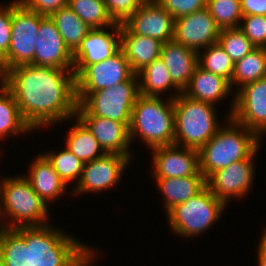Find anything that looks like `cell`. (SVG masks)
Listing matches in <instances>:
<instances>
[{
	"label": "cell",
	"instance_id": "31",
	"mask_svg": "<svg viewBox=\"0 0 266 266\" xmlns=\"http://www.w3.org/2000/svg\"><path fill=\"white\" fill-rule=\"evenodd\" d=\"M68 6L92 29L114 28L115 22L108 15L104 0H69Z\"/></svg>",
	"mask_w": 266,
	"mask_h": 266
},
{
	"label": "cell",
	"instance_id": "5",
	"mask_svg": "<svg viewBox=\"0 0 266 266\" xmlns=\"http://www.w3.org/2000/svg\"><path fill=\"white\" fill-rule=\"evenodd\" d=\"M177 94L173 96L174 144L199 150L220 128L214 105L191 99L182 92Z\"/></svg>",
	"mask_w": 266,
	"mask_h": 266
},
{
	"label": "cell",
	"instance_id": "39",
	"mask_svg": "<svg viewBox=\"0 0 266 266\" xmlns=\"http://www.w3.org/2000/svg\"><path fill=\"white\" fill-rule=\"evenodd\" d=\"M12 27V3L0 8V57L2 59L8 53L11 41Z\"/></svg>",
	"mask_w": 266,
	"mask_h": 266
},
{
	"label": "cell",
	"instance_id": "3",
	"mask_svg": "<svg viewBox=\"0 0 266 266\" xmlns=\"http://www.w3.org/2000/svg\"><path fill=\"white\" fill-rule=\"evenodd\" d=\"M30 266H80L94 250L50 225L25 227Z\"/></svg>",
	"mask_w": 266,
	"mask_h": 266
},
{
	"label": "cell",
	"instance_id": "28",
	"mask_svg": "<svg viewBox=\"0 0 266 266\" xmlns=\"http://www.w3.org/2000/svg\"><path fill=\"white\" fill-rule=\"evenodd\" d=\"M137 75L143 77V80L139 81L140 95L159 97L161 92L170 88L182 92L173 83L167 66L160 58L145 66Z\"/></svg>",
	"mask_w": 266,
	"mask_h": 266
},
{
	"label": "cell",
	"instance_id": "14",
	"mask_svg": "<svg viewBox=\"0 0 266 266\" xmlns=\"http://www.w3.org/2000/svg\"><path fill=\"white\" fill-rule=\"evenodd\" d=\"M130 159L117 153H104L100 158L83 165L82 176L74 193L100 192L119 182Z\"/></svg>",
	"mask_w": 266,
	"mask_h": 266
},
{
	"label": "cell",
	"instance_id": "8",
	"mask_svg": "<svg viewBox=\"0 0 266 266\" xmlns=\"http://www.w3.org/2000/svg\"><path fill=\"white\" fill-rule=\"evenodd\" d=\"M225 206L207 186L182 204L167 212L170 228L177 235L189 237L207 230L220 218Z\"/></svg>",
	"mask_w": 266,
	"mask_h": 266
},
{
	"label": "cell",
	"instance_id": "43",
	"mask_svg": "<svg viewBox=\"0 0 266 266\" xmlns=\"http://www.w3.org/2000/svg\"><path fill=\"white\" fill-rule=\"evenodd\" d=\"M0 96L8 89V75H0Z\"/></svg>",
	"mask_w": 266,
	"mask_h": 266
},
{
	"label": "cell",
	"instance_id": "19",
	"mask_svg": "<svg viewBox=\"0 0 266 266\" xmlns=\"http://www.w3.org/2000/svg\"><path fill=\"white\" fill-rule=\"evenodd\" d=\"M78 118L98 140L104 153H117L131 158L129 125L92 114H76Z\"/></svg>",
	"mask_w": 266,
	"mask_h": 266
},
{
	"label": "cell",
	"instance_id": "46",
	"mask_svg": "<svg viewBox=\"0 0 266 266\" xmlns=\"http://www.w3.org/2000/svg\"><path fill=\"white\" fill-rule=\"evenodd\" d=\"M261 240L266 244V229H264V233Z\"/></svg>",
	"mask_w": 266,
	"mask_h": 266
},
{
	"label": "cell",
	"instance_id": "6",
	"mask_svg": "<svg viewBox=\"0 0 266 266\" xmlns=\"http://www.w3.org/2000/svg\"><path fill=\"white\" fill-rule=\"evenodd\" d=\"M47 208L45 202L33 190L30 182L24 176L3 178L0 182V214L3 217L10 216V221H12L8 225L0 224V227L48 225L46 224L49 215Z\"/></svg>",
	"mask_w": 266,
	"mask_h": 266
},
{
	"label": "cell",
	"instance_id": "25",
	"mask_svg": "<svg viewBox=\"0 0 266 266\" xmlns=\"http://www.w3.org/2000/svg\"><path fill=\"white\" fill-rule=\"evenodd\" d=\"M0 266H30V244H25V227H0Z\"/></svg>",
	"mask_w": 266,
	"mask_h": 266
},
{
	"label": "cell",
	"instance_id": "27",
	"mask_svg": "<svg viewBox=\"0 0 266 266\" xmlns=\"http://www.w3.org/2000/svg\"><path fill=\"white\" fill-rule=\"evenodd\" d=\"M76 124L68 132L66 149L72 152L83 164L100 158L104 151L98 140L92 135L87 127L76 118ZM99 152V154H98Z\"/></svg>",
	"mask_w": 266,
	"mask_h": 266
},
{
	"label": "cell",
	"instance_id": "45",
	"mask_svg": "<svg viewBox=\"0 0 266 266\" xmlns=\"http://www.w3.org/2000/svg\"><path fill=\"white\" fill-rule=\"evenodd\" d=\"M0 75H7V70L5 68L3 59L0 57Z\"/></svg>",
	"mask_w": 266,
	"mask_h": 266
},
{
	"label": "cell",
	"instance_id": "36",
	"mask_svg": "<svg viewBox=\"0 0 266 266\" xmlns=\"http://www.w3.org/2000/svg\"><path fill=\"white\" fill-rule=\"evenodd\" d=\"M244 23L239 26L255 47L266 48V16H243Z\"/></svg>",
	"mask_w": 266,
	"mask_h": 266
},
{
	"label": "cell",
	"instance_id": "11",
	"mask_svg": "<svg viewBox=\"0 0 266 266\" xmlns=\"http://www.w3.org/2000/svg\"><path fill=\"white\" fill-rule=\"evenodd\" d=\"M239 89L229 117L261 136L266 131V77Z\"/></svg>",
	"mask_w": 266,
	"mask_h": 266
},
{
	"label": "cell",
	"instance_id": "22",
	"mask_svg": "<svg viewBox=\"0 0 266 266\" xmlns=\"http://www.w3.org/2000/svg\"><path fill=\"white\" fill-rule=\"evenodd\" d=\"M231 88L226 79L206 71L198 65L189 85L182 93L191 99L214 105L218 100L222 101V98L230 93Z\"/></svg>",
	"mask_w": 266,
	"mask_h": 266
},
{
	"label": "cell",
	"instance_id": "23",
	"mask_svg": "<svg viewBox=\"0 0 266 266\" xmlns=\"http://www.w3.org/2000/svg\"><path fill=\"white\" fill-rule=\"evenodd\" d=\"M25 178L46 205L49 200L52 202V199H57L66 189L65 183L44 155L36 158L30 166L29 176Z\"/></svg>",
	"mask_w": 266,
	"mask_h": 266
},
{
	"label": "cell",
	"instance_id": "12",
	"mask_svg": "<svg viewBox=\"0 0 266 266\" xmlns=\"http://www.w3.org/2000/svg\"><path fill=\"white\" fill-rule=\"evenodd\" d=\"M221 28L217 25L207 7L174 20L173 40L199 52L217 43Z\"/></svg>",
	"mask_w": 266,
	"mask_h": 266
},
{
	"label": "cell",
	"instance_id": "44",
	"mask_svg": "<svg viewBox=\"0 0 266 266\" xmlns=\"http://www.w3.org/2000/svg\"><path fill=\"white\" fill-rule=\"evenodd\" d=\"M94 252L80 265V266H90L91 262L94 261L92 258H94Z\"/></svg>",
	"mask_w": 266,
	"mask_h": 266
},
{
	"label": "cell",
	"instance_id": "2",
	"mask_svg": "<svg viewBox=\"0 0 266 266\" xmlns=\"http://www.w3.org/2000/svg\"><path fill=\"white\" fill-rule=\"evenodd\" d=\"M228 120L230 124L219 128L217 133L198 150L199 168L205 179L213 172L234 162L255 156L259 150L261 137L231 117Z\"/></svg>",
	"mask_w": 266,
	"mask_h": 266
},
{
	"label": "cell",
	"instance_id": "40",
	"mask_svg": "<svg viewBox=\"0 0 266 266\" xmlns=\"http://www.w3.org/2000/svg\"><path fill=\"white\" fill-rule=\"evenodd\" d=\"M29 9L43 16H50L62 7L68 5L69 0H20Z\"/></svg>",
	"mask_w": 266,
	"mask_h": 266
},
{
	"label": "cell",
	"instance_id": "15",
	"mask_svg": "<svg viewBox=\"0 0 266 266\" xmlns=\"http://www.w3.org/2000/svg\"><path fill=\"white\" fill-rule=\"evenodd\" d=\"M151 150L154 163L153 177L203 176L199 168L198 150L176 144L159 146Z\"/></svg>",
	"mask_w": 266,
	"mask_h": 266
},
{
	"label": "cell",
	"instance_id": "37",
	"mask_svg": "<svg viewBox=\"0 0 266 266\" xmlns=\"http://www.w3.org/2000/svg\"><path fill=\"white\" fill-rule=\"evenodd\" d=\"M145 0H104L108 15L115 23L122 24L135 13Z\"/></svg>",
	"mask_w": 266,
	"mask_h": 266
},
{
	"label": "cell",
	"instance_id": "4",
	"mask_svg": "<svg viewBox=\"0 0 266 266\" xmlns=\"http://www.w3.org/2000/svg\"><path fill=\"white\" fill-rule=\"evenodd\" d=\"M167 100L165 103L160 97H137L129 125L131 141L137 134L149 145V149L174 144L173 96Z\"/></svg>",
	"mask_w": 266,
	"mask_h": 266
},
{
	"label": "cell",
	"instance_id": "30",
	"mask_svg": "<svg viewBox=\"0 0 266 266\" xmlns=\"http://www.w3.org/2000/svg\"><path fill=\"white\" fill-rule=\"evenodd\" d=\"M30 130L32 128L23 119L12 92L6 89L0 96V138Z\"/></svg>",
	"mask_w": 266,
	"mask_h": 266
},
{
	"label": "cell",
	"instance_id": "1",
	"mask_svg": "<svg viewBox=\"0 0 266 266\" xmlns=\"http://www.w3.org/2000/svg\"><path fill=\"white\" fill-rule=\"evenodd\" d=\"M7 75L8 89L32 130L76 116L73 70L28 64L7 70Z\"/></svg>",
	"mask_w": 266,
	"mask_h": 266
},
{
	"label": "cell",
	"instance_id": "9",
	"mask_svg": "<svg viewBox=\"0 0 266 266\" xmlns=\"http://www.w3.org/2000/svg\"><path fill=\"white\" fill-rule=\"evenodd\" d=\"M45 16L29 9L22 1L12 2L11 41L3 59L6 70L20 65H34L37 32Z\"/></svg>",
	"mask_w": 266,
	"mask_h": 266
},
{
	"label": "cell",
	"instance_id": "42",
	"mask_svg": "<svg viewBox=\"0 0 266 266\" xmlns=\"http://www.w3.org/2000/svg\"><path fill=\"white\" fill-rule=\"evenodd\" d=\"M258 249V265L266 266V244L262 240Z\"/></svg>",
	"mask_w": 266,
	"mask_h": 266
},
{
	"label": "cell",
	"instance_id": "34",
	"mask_svg": "<svg viewBox=\"0 0 266 266\" xmlns=\"http://www.w3.org/2000/svg\"><path fill=\"white\" fill-rule=\"evenodd\" d=\"M43 155L52 164V167L65 185L76 178L78 182L80 181L84 164L68 149L65 148L57 154L50 152L49 154L43 153Z\"/></svg>",
	"mask_w": 266,
	"mask_h": 266
},
{
	"label": "cell",
	"instance_id": "18",
	"mask_svg": "<svg viewBox=\"0 0 266 266\" xmlns=\"http://www.w3.org/2000/svg\"><path fill=\"white\" fill-rule=\"evenodd\" d=\"M34 65L73 70V53L49 16L41 20L38 28Z\"/></svg>",
	"mask_w": 266,
	"mask_h": 266
},
{
	"label": "cell",
	"instance_id": "7",
	"mask_svg": "<svg viewBox=\"0 0 266 266\" xmlns=\"http://www.w3.org/2000/svg\"><path fill=\"white\" fill-rule=\"evenodd\" d=\"M138 78V79H137ZM137 79V80H136ZM140 79L135 74L131 79L92 93H76V114H92L130 124L134 103L139 93Z\"/></svg>",
	"mask_w": 266,
	"mask_h": 266
},
{
	"label": "cell",
	"instance_id": "41",
	"mask_svg": "<svg viewBox=\"0 0 266 266\" xmlns=\"http://www.w3.org/2000/svg\"><path fill=\"white\" fill-rule=\"evenodd\" d=\"M240 3L243 16H266V0H240Z\"/></svg>",
	"mask_w": 266,
	"mask_h": 266
},
{
	"label": "cell",
	"instance_id": "29",
	"mask_svg": "<svg viewBox=\"0 0 266 266\" xmlns=\"http://www.w3.org/2000/svg\"><path fill=\"white\" fill-rule=\"evenodd\" d=\"M266 77V48L255 47L241 60L235 62L230 86L237 83L239 88Z\"/></svg>",
	"mask_w": 266,
	"mask_h": 266
},
{
	"label": "cell",
	"instance_id": "24",
	"mask_svg": "<svg viewBox=\"0 0 266 266\" xmlns=\"http://www.w3.org/2000/svg\"><path fill=\"white\" fill-rule=\"evenodd\" d=\"M164 194L166 213L175 205L182 204L198 194L205 186L204 176L155 178ZM166 198V199H165Z\"/></svg>",
	"mask_w": 266,
	"mask_h": 266
},
{
	"label": "cell",
	"instance_id": "13",
	"mask_svg": "<svg viewBox=\"0 0 266 266\" xmlns=\"http://www.w3.org/2000/svg\"><path fill=\"white\" fill-rule=\"evenodd\" d=\"M174 20L156 0H145L122 25L132 34L155 38L165 43L173 40Z\"/></svg>",
	"mask_w": 266,
	"mask_h": 266
},
{
	"label": "cell",
	"instance_id": "26",
	"mask_svg": "<svg viewBox=\"0 0 266 266\" xmlns=\"http://www.w3.org/2000/svg\"><path fill=\"white\" fill-rule=\"evenodd\" d=\"M62 36L65 45L74 53L92 29L67 5L49 16Z\"/></svg>",
	"mask_w": 266,
	"mask_h": 266
},
{
	"label": "cell",
	"instance_id": "16",
	"mask_svg": "<svg viewBox=\"0 0 266 266\" xmlns=\"http://www.w3.org/2000/svg\"><path fill=\"white\" fill-rule=\"evenodd\" d=\"M103 29H91L73 53V73L75 76L87 65L104 61L121 49V24L115 23L112 33Z\"/></svg>",
	"mask_w": 266,
	"mask_h": 266
},
{
	"label": "cell",
	"instance_id": "32",
	"mask_svg": "<svg viewBox=\"0 0 266 266\" xmlns=\"http://www.w3.org/2000/svg\"><path fill=\"white\" fill-rule=\"evenodd\" d=\"M205 49L206 52L203 51L202 55H200L201 50L198 52V65L206 71L221 76L230 83L235 65L233 60L218 42Z\"/></svg>",
	"mask_w": 266,
	"mask_h": 266
},
{
	"label": "cell",
	"instance_id": "10",
	"mask_svg": "<svg viewBox=\"0 0 266 266\" xmlns=\"http://www.w3.org/2000/svg\"><path fill=\"white\" fill-rule=\"evenodd\" d=\"M136 73L122 49L104 61L87 65L76 76V93H92L131 79Z\"/></svg>",
	"mask_w": 266,
	"mask_h": 266
},
{
	"label": "cell",
	"instance_id": "20",
	"mask_svg": "<svg viewBox=\"0 0 266 266\" xmlns=\"http://www.w3.org/2000/svg\"><path fill=\"white\" fill-rule=\"evenodd\" d=\"M160 59L167 66L173 83L183 92L198 66V52L172 40L163 43Z\"/></svg>",
	"mask_w": 266,
	"mask_h": 266
},
{
	"label": "cell",
	"instance_id": "17",
	"mask_svg": "<svg viewBox=\"0 0 266 266\" xmlns=\"http://www.w3.org/2000/svg\"><path fill=\"white\" fill-rule=\"evenodd\" d=\"M253 157L213 172L206 179V186L226 205L231 196L242 198L250 190L254 179Z\"/></svg>",
	"mask_w": 266,
	"mask_h": 266
},
{
	"label": "cell",
	"instance_id": "35",
	"mask_svg": "<svg viewBox=\"0 0 266 266\" xmlns=\"http://www.w3.org/2000/svg\"><path fill=\"white\" fill-rule=\"evenodd\" d=\"M217 42L234 63L241 60L255 48L239 27L221 29Z\"/></svg>",
	"mask_w": 266,
	"mask_h": 266
},
{
	"label": "cell",
	"instance_id": "21",
	"mask_svg": "<svg viewBox=\"0 0 266 266\" xmlns=\"http://www.w3.org/2000/svg\"><path fill=\"white\" fill-rule=\"evenodd\" d=\"M121 49L132 70L137 74L148 64L160 58L163 43L155 38L130 33L122 24Z\"/></svg>",
	"mask_w": 266,
	"mask_h": 266
},
{
	"label": "cell",
	"instance_id": "33",
	"mask_svg": "<svg viewBox=\"0 0 266 266\" xmlns=\"http://www.w3.org/2000/svg\"><path fill=\"white\" fill-rule=\"evenodd\" d=\"M207 8L221 29L240 26L243 17L240 0H207Z\"/></svg>",
	"mask_w": 266,
	"mask_h": 266
},
{
	"label": "cell",
	"instance_id": "38",
	"mask_svg": "<svg viewBox=\"0 0 266 266\" xmlns=\"http://www.w3.org/2000/svg\"><path fill=\"white\" fill-rule=\"evenodd\" d=\"M174 19L207 7V0H156Z\"/></svg>",
	"mask_w": 266,
	"mask_h": 266
}]
</instances>
